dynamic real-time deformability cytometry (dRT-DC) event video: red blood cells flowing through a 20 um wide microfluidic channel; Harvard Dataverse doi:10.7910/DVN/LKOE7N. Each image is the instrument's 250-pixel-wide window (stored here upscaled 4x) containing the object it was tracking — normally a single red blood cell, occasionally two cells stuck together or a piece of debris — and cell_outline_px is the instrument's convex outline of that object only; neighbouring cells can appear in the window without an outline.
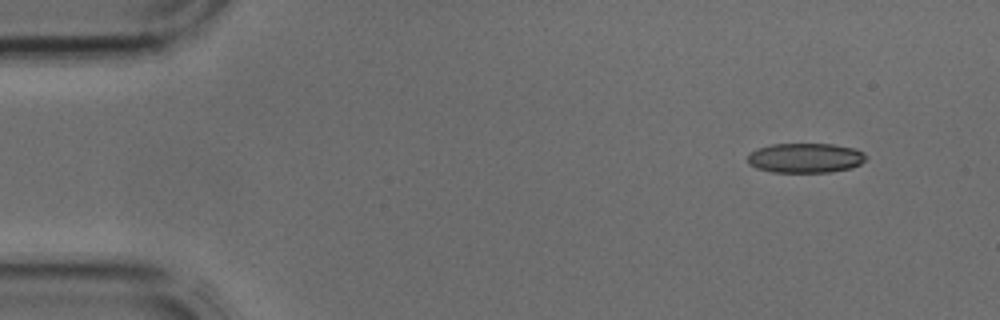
{"species": "common noctule bat (a hibernating species)", "species_latin": "Nyctalus noctula", "temperature_condition": "cold", "stored_images_in_passage": 38, "camera_frame_rate_fps": 3000, "um_per_image_px": 0.085, "animal": {"sex": "male", "body_mass_g": 17.9, "forearm_length_mm": 54.2}, "frame": {"image": 1, "passage_image": 1, "time_ms": 0.0, "image_size_px": [1000, 320], "cell_outline_px": [[868, 156], [860, 164], [852, 168], [828, 172], [772, 172], [756, 168], [748, 164], [748, 156], [756, 148], [772, 144], [832, 144], [856, 148], [864, 152]], "centroid_in_image_um": [68.47, 13.42], "position_along_channel_um": 16.5, "area_um2": 20.63}}
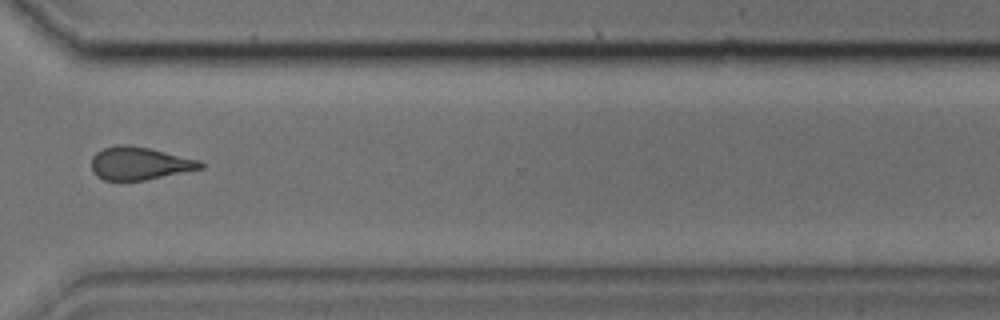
{"frame": {"image": 2, "passage_image": 28, "time_ms": 9.0, "image_size_px": [1000, 320], "cell_outline_px": [[204, 168], [144, 180], [120, 184], [104, 180], [96, 176], [92, 172], [92, 156], [96, 152], [104, 148], [116, 144], [128, 144], [148, 148], [200, 160], [204, 164]], "centroid_in_image_um": [11.8, 13.92], "position_along_channel_um": 358.8, "area_um2": 21.44}}
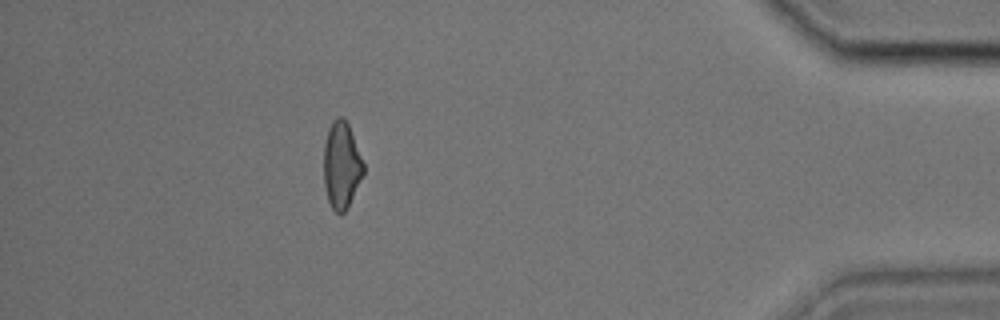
{"frame": {"image": 3, "passage_image": 34, "time_ms": 11.0, "image_size_px": [1000, 320], "cell_outline_px": [[364, 172], [344, 212], [340, 216], [332, 208], [328, 200], [324, 184], [324, 144], [328, 128], [332, 120], [336, 116], [344, 116], [348, 124], [364, 164]], "centroid_in_image_um": [29.0, 14.0], "position_along_channel_um": 406.2, "area_um2": 19.88}}